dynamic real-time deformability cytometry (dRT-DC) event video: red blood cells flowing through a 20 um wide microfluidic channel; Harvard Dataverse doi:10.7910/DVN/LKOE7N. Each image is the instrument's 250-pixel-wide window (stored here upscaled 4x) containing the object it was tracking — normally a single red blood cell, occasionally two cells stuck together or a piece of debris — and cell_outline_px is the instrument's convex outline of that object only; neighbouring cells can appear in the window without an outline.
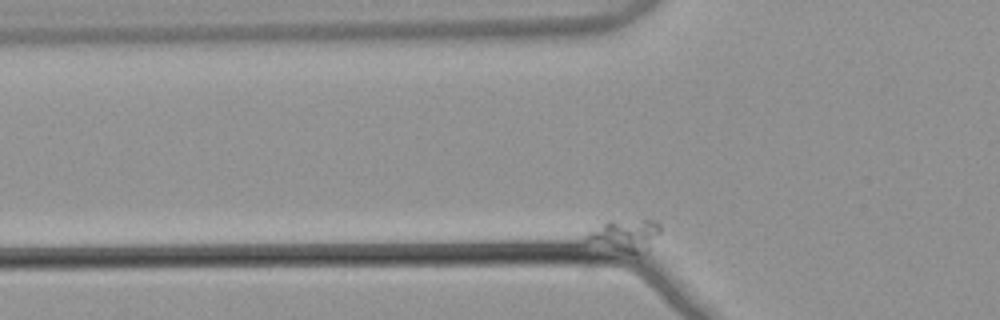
{"species": "common noctule bat (a hibernating species)", "species_latin": "Nyctalus noctula", "temperature_condition": "warm", "stored_images_in_passage": 29, "camera_frame_rate_fps": 3000, "um_per_image_px": 0.085, "animal": {"sex": "male", "body_mass_g": 21.5, "forearm_length_mm": 52.0}, "frame": {"image": 1, "passage_image": 4, "time_ms": 1.0, "image_size_px": [1000, 320], "cell_outline_px": [[660, 232], [648, 252], [628, 252], [588, 240], [584, 236], [588, 232], [608, 220], [656, 220], [660, 224]], "centroid_in_image_um": [53.24, 19.95], "position_along_channel_um": 72.6, "area_um2": 13.24}}
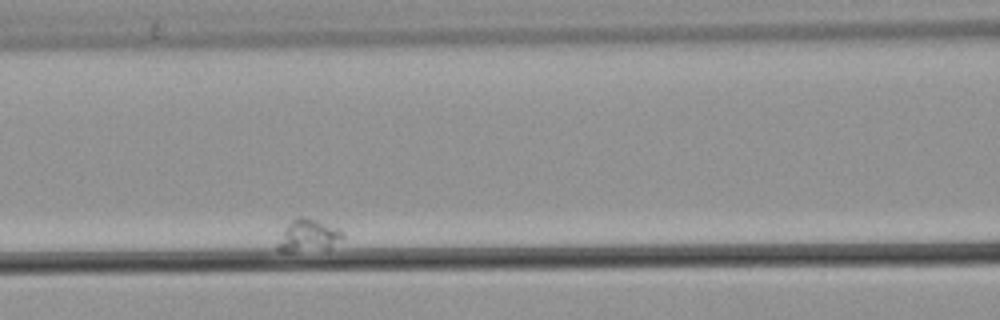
{"frame": {"image": 2, "passage_image": 14, "time_ms": 4.333, "image_size_px": [1000, 320], "cell_outline_px": [[344, 236], [328, 248], [292, 252], [280, 252], [276, 248], [276, 244], [284, 228], [296, 216], [304, 216], [340, 228], [344, 232]], "centroid_in_image_um": [26.16, 20.02], "position_along_channel_um": 140.4, "area_um2": 12.31}}
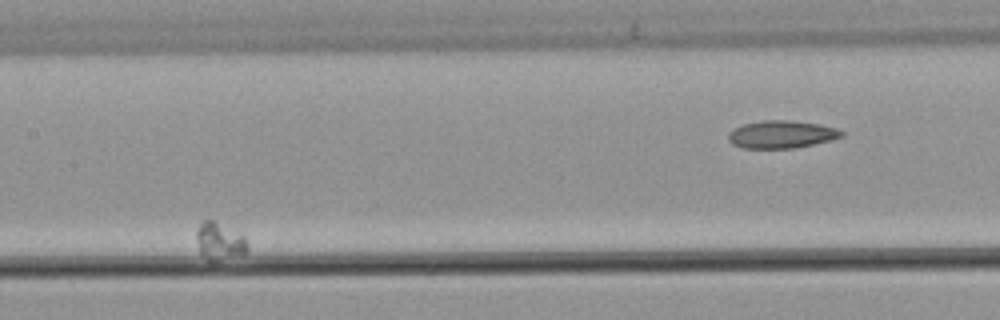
{"frame": {"image": 3, "passage_image": 21, "time_ms": 6.667, "image_size_px": [1000, 320], "cell_outline_px": [[248, 252], [216, 260], [208, 260], [200, 252], [196, 236], [196, 232], [200, 224], [204, 220], [212, 220], [244, 236], [248, 244]], "centroid_in_image_um": [18.66, 20.5], "position_along_channel_um": 188.7, "area_um2": 10.69}}